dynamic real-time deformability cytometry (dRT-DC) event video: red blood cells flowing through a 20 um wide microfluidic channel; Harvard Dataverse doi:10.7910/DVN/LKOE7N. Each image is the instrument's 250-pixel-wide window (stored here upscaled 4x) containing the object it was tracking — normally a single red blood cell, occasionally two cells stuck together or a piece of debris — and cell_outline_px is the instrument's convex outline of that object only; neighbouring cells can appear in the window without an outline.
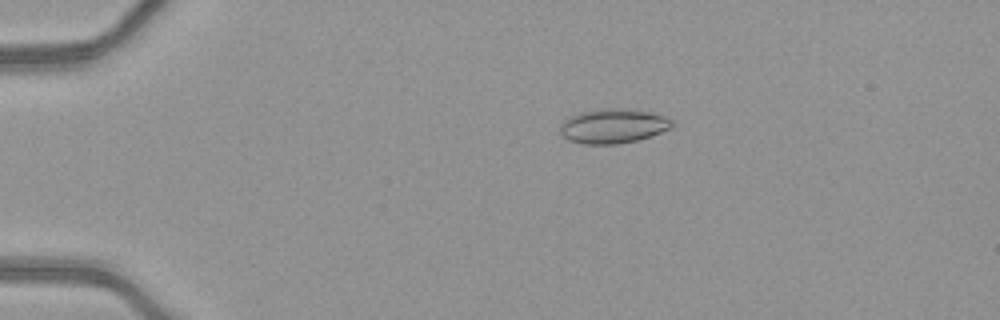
{"species": "common noctule bat (a hibernating species)", "species_latin": "Nyctalus noctula", "temperature_condition": "warm", "stored_images_in_passage": 51, "camera_frame_rate_fps": 3000, "um_per_image_px": 0.085, "animal": {"sex": "female", "body_mass_g": 21.9}, "frame": {"image": 1, "passage_image": 12, "time_ms": 3.667, "image_size_px": [1000, 320], "cell_outline_px": [[672, 128], [652, 136], [636, 140], [616, 144], [580, 144], [568, 140], [560, 132], [560, 124], [568, 116], [580, 112], [648, 112], [664, 116], [672, 120]], "centroid_in_image_um": [52.08, 10.79], "position_along_channel_um": 32.9, "area_um2": 21.33}}
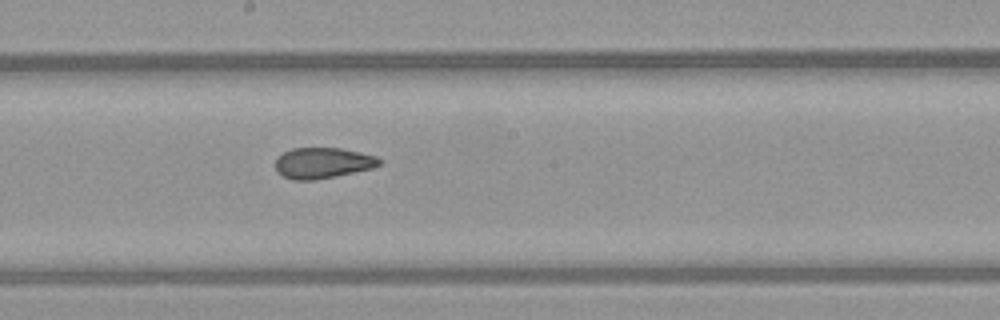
{"frame": {"image": 2, "passage_image": 30, "time_ms": 9.667, "image_size_px": [1000, 320], "cell_outline_px": [[384, 160], [380, 164], [372, 168], [336, 176], [316, 180], [296, 180], [284, 176], [276, 172], [276, 156], [292, 148], [340, 148], [360, 152], [376, 156]], "centroid_in_image_um": [27.43, 13.85], "position_along_channel_um": 220.8, "area_um2": 18.73}}
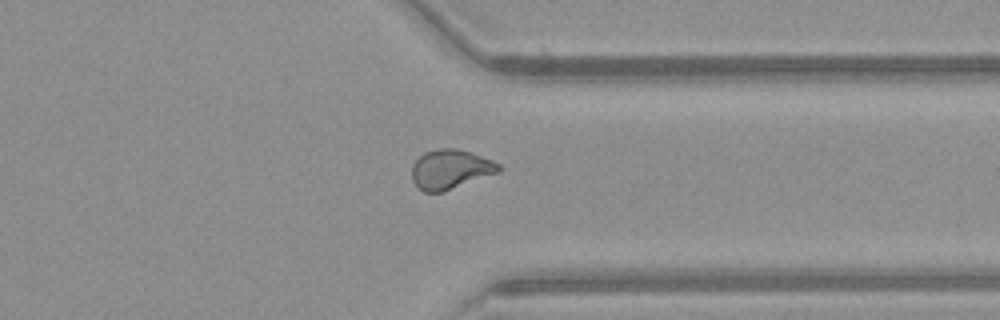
{"frame": {"image": 3, "passage_image": 41, "time_ms": 13.333, "image_size_px": [1000, 320], "cell_outline_px": [[504, 168], [500, 172], [444, 192], [424, 192], [412, 180], [412, 164], [424, 152], [440, 148], [456, 148], [472, 152], [492, 160], [500, 164]], "centroid_in_image_um": [38.33, 14.39], "position_along_channel_um": 373.1, "area_um2": 20.23}, "authors_computed_cell_mechanics": {"area_um2": 20.1722, "velocity_mm_per_s": 4.1871, "shape_relaxation_time_tau1_ms": null, "shape_relaxation_time_tau2_ms": 1.4776, "deformation_change_tau1": null, "deformation_change_tau2": 0.0697}}